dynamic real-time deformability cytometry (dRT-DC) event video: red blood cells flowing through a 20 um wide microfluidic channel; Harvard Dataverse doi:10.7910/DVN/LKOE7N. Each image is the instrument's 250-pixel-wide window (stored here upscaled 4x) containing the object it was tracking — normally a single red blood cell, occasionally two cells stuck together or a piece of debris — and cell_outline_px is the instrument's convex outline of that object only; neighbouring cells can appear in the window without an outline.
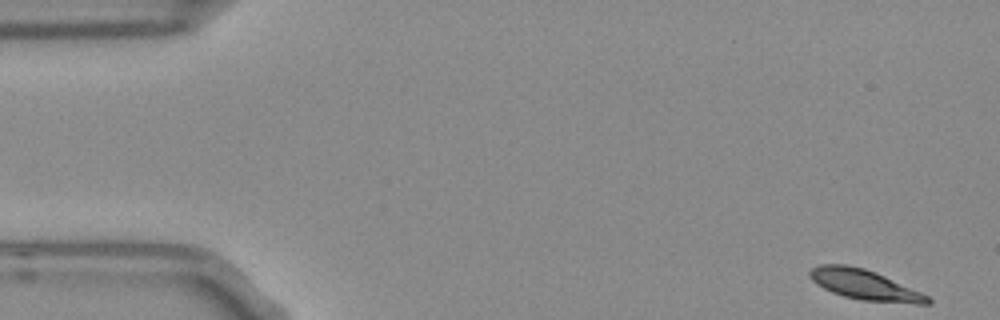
{"species": "Egyptian fruit bat (a non-hibernating species)", "species_latin": "Rousettus aegyptiacus", "temperature_condition": "room temperature", "stored_images_in_passage": 13, "camera_frame_rate_fps": 3000, "um_per_image_px": 0.085, "frame": {"image": 1, "passage_image": 1, "time_ms": 0.0, "image_size_px": [1000, 320], "cell_outline_px": [[932, 300], [928, 304], [916, 304], [860, 300], [844, 296], [832, 292], [816, 284], [808, 276], [808, 272], [812, 268], [820, 264], [848, 264], [864, 268], [876, 272], [920, 292], [928, 296]], "centroid_in_image_um": [73.46, 24.2], "position_along_channel_um": 11.5, "area_um2": 20.69}}
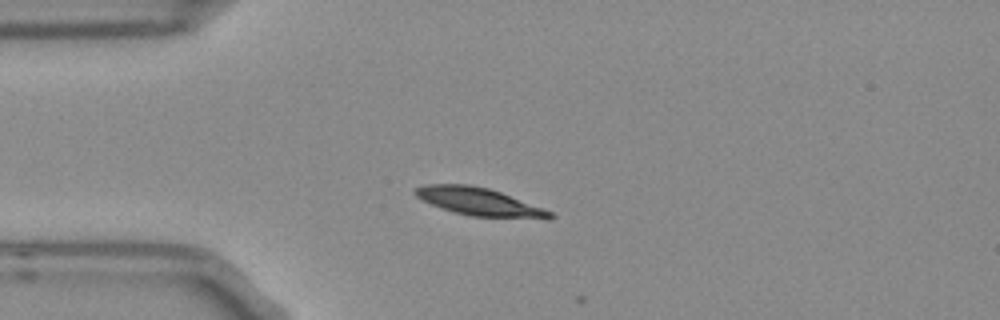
{"frame": {"image": 2, "passage_image": 12, "time_ms": 3.667, "image_size_px": [1000, 320], "cell_outline_px": [[556, 216], [548, 220], [468, 216], [452, 212], [432, 204], [416, 196], [412, 192], [416, 188], [428, 184], [468, 184], [488, 188], [500, 192], [544, 208], [552, 212]], "centroid_in_image_um": [40.81, 17.18], "position_along_channel_um": 44.2, "area_um2": 22.08}}